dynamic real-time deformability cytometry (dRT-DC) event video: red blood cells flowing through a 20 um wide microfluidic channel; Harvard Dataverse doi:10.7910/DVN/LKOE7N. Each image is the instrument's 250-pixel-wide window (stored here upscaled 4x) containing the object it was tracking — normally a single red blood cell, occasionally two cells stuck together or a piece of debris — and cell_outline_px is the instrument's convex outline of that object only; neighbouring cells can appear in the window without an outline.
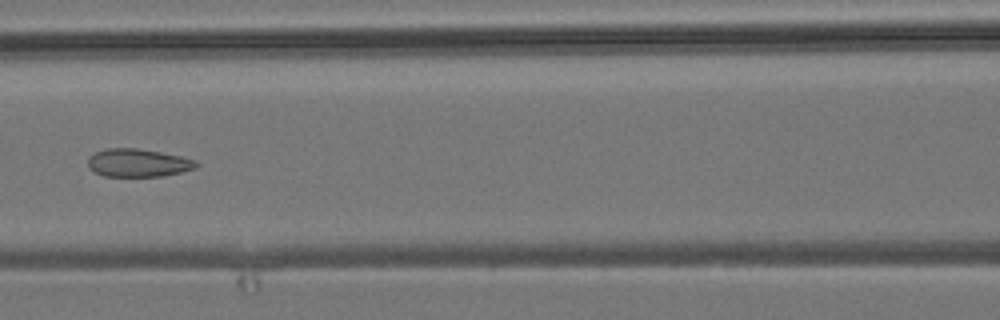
{"species": "common noctule bat (a hibernating species)", "species_latin": "Nyctalus noctula", "temperature_condition": "room temperature", "stored_images_in_passage": 7, "camera_frame_rate_fps": 3000, "um_per_image_px": 0.085, "animal": {"sex": "male", "body_mass_g": 19.2, "forearm_length_mm": 51.8}, "frame": {"image": 1, "passage_image": 7, "time_ms": 2.0, "image_size_px": [1000, 320], "cell_outline_px": [[200, 164], [196, 168], [164, 176], [104, 176], [88, 168], [88, 156], [96, 152], [108, 148], [136, 148], [160, 152], [180, 156], [196, 160]], "centroid_in_image_um": [11.74, 13.84], "position_along_channel_um": 154.9, "area_um2": 17.69}}